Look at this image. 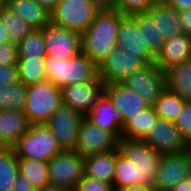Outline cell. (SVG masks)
<instances>
[{
	"label": "cell",
	"instance_id": "obj_13",
	"mask_svg": "<svg viewBox=\"0 0 191 191\" xmlns=\"http://www.w3.org/2000/svg\"><path fill=\"white\" fill-rule=\"evenodd\" d=\"M46 56L68 60L82 51L81 34L49 23L43 28Z\"/></svg>",
	"mask_w": 191,
	"mask_h": 191
},
{
	"label": "cell",
	"instance_id": "obj_3",
	"mask_svg": "<svg viewBox=\"0 0 191 191\" xmlns=\"http://www.w3.org/2000/svg\"><path fill=\"white\" fill-rule=\"evenodd\" d=\"M119 152L135 165L136 185L153 187L161 153L143 139L121 137Z\"/></svg>",
	"mask_w": 191,
	"mask_h": 191
},
{
	"label": "cell",
	"instance_id": "obj_50",
	"mask_svg": "<svg viewBox=\"0 0 191 191\" xmlns=\"http://www.w3.org/2000/svg\"><path fill=\"white\" fill-rule=\"evenodd\" d=\"M153 4H166L168 0H152Z\"/></svg>",
	"mask_w": 191,
	"mask_h": 191
},
{
	"label": "cell",
	"instance_id": "obj_18",
	"mask_svg": "<svg viewBox=\"0 0 191 191\" xmlns=\"http://www.w3.org/2000/svg\"><path fill=\"white\" fill-rule=\"evenodd\" d=\"M117 45L131 54L144 58L148 63H154L156 55L145 44L143 36L138 31L136 20L131 15H125L119 23Z\"/></svg>",
	"mask_w": 191,
	"mask_h": 191
},
{
	"label": "cell",
	"instance_id": "obj_44",
	"mask_svg": "<svg viewBox=\"0 0 191 191\" xmlns=\"http://www.w3.org/2000/svg\"><path fill=\"white\" fill-rule=\"evenodd\" d=\"M171 191H191V180L179 182Z\"/></svg>",
	"mask_w": 191,
	"mask_h": 191
},
{
	"label": "cell",
	"instance_id": "obj_36",
	"mask_svg": "<svg viewBox=\"0 0 191 191\" xmlns=\"http://www.w3.org/2000/svg\"><path fill=\"white\" fill-rule=\"evenodd\" d=\"M74 191H114L112 183L83 176Z\"/></svg>",
	"mask_w": 191,
	"mask_h": 191
},
{
	"label": "cell",
	"instance_id": "obj_42",
	"mask_svg": "<svg viewBox=\"0 0 191 191\" xmlns=\"http://www.w3.org/2000/svg\"><path fill=\"white\" fill-rule=\"evenodd\" d=\"M167 4L177 11L191 9V0H168Z\"/></svg>",
	"mask_w": 191,
	"mask_h": 191
},
{
	"label": "cell",
	"instance_id": "obj_22",
	"mask_svg": "<svg viewBox=\"0 0 191 191\" xmlns=\"http://www.w3.org/2000/svg\"><path fill=\"white\" fill-rule=\"evenodd\" d=\"M6 7L15 12L33 29H43L51 22V13L35 0H6Z\"/></svg>",
	"mask_w": 191,
	"mask_h": 191
},
{
	"label": "cell",
	"instance_id": "obj_23",
	"mask_svg": "<svg viewBox=\"0 0 191 191\" xmlns=\"http://www.w3.org/2000/svg\"><path fill=\"white\" fill-rule=\"evenodd\" d=\"M164 74L166 88L185 100H191V60L169 68Z\"/></svg>",
	"mask_w": 191,
	"mask_h": 191
},
{
	"label": "cell",
	"instance_id": "obj_39",
	"mask_svg": "<svg viewBox=\"0 0 191 191\" xmlns=\"http://www.w3.org/2000/svg\"><path fill=\"white\" fill-rule=\"evenodd\" d=\"M19 82L18 67L15 65H0V87Z\"/></svg>",
	"mask_w": 191,
	"mask_h": 191
},
{
	"label": "cell",
	"instance_id": "obj_20",
	"mask_svg": "<svg viewBox=\"0 0 191 191\" xmlns=\"http://www.w3.org/2000/svg\"><path fill=\"white\" fill-rule=\"evenodd\" d=\"M30 125L24 112L0 110V144L12 148Z\"/></svg>",
	"mask_w": 191,
	"mask_h": 191
},
{
	"label": "cell",
	"instance_id": "obj_10",
	"mask_svg": "<svg viewBox=\"0 0 191 191\" xmlns=\"http://www.w3.org/2000/svg\"><path fill=\"white\" fill-rule=\"evenodd\" d=\"M123 84L153 105L166 89V77L154 63H149L129 75Z\"/></svg>",
	"mask_w": 191,
	"mask_h": 191
},
{
	"label": "cell",
	"instance_id": "obj_17",
	"mask_svg": "<svg viewBox=\"0 0 191 191\" xmlns=\"http://www.w3.org/2000/svg\"><path fill=\"white\" fill-rule=\"evenodd\" d=\"M191 60V37L185 33L165 39L160 51L156 54L154 64L165 72L169 68Z\"/></svg>",
	"mask_w": 191,
	"mask_h": 191
},
{
	"label": "cell",
	"instance_id": "obj_25",
	"mask_svg": "<svg viewBox=\"0 0 191 191\" xmlns=\"http://www.w3.org/2000/svg\"><path fill=\"white\" fill-rule=\"evenodd\" d=\"M18 160L13 148L0 147V191H12L19 176Z\"/></svg>",
	"mask_w": 191,
	"mask_h": 191
},
{
	"label": "cell",
	"instance_id": "obj_4",
	"mask_svg": "<svg viewBox=\"0 0 191 191\" xmlns=\"http://www.w3.org/2000/svg\"><path fill=\"white\" fill-rule=\"evenodd\" d=\"M62 104L61 89L47 80L27 87L23 112L30 124H45Z\"/></svg>",
	"mask_w": 191,
	"mask_h": 191
},
{
	"label": "cell",
	"instance_id": "obj_47",
	"mask_svg": "<svg viewBox=\"0 0 191 191\" xmlns=\"http://www.w3.org/2000/svg\"><path fill=\"white\" fill-rule=\"evenodd\" d=\"M10 42L9 35L6 32L5 25L3 24L2 19L0 18V44Z\"/></svg>",
	"mask_w": 191,
	"mask_h": 191
},
{
	"label": "cell",
	"instance_id": "obj_30",
	"mask_svg": "<svg viewBox=\"0 0 191 191\" xmlns=\"http://www.w3.org/2000/svg\"><path fill=\"white\" fill-rule=\"evenodd\" d=\"M18 59H45L43 29H33L18 45Z\"/></svg>",
	"mask_w": 191,
	"mask_h": 191
},
{
	"label": "cell",
	"instance_id": "obj_34",
	"mask_svg": "<svg viewBox=\"0 0 191 191\" xmlns=\"http://www.w3.org/2000/svg\"><path fill=\"white\" fill-rule=\"evenodd\" d=\"M112 185L114 191L136 185L135 165L125 158L119 149Z\"/></svg>",
	"mask_w": 191,
	"mask_h": 191
},
{
	"label": "cell",
	"instance_id": "obj_27",
	"mask_svg": "<svg viewBox=\"0 0 191 191\" xmlns=\"http://www.w3.org/2000/svg\"><path fill=\"white\" fill-rule=\"evenodd\" d=\"M159 119L152 105L139 112L123 128L121 137L130 139H143L155 122Z\"/></svg>",
	"mask_w": 191,
	"mask_h": 191
},
{
	"label": "cell",
	"instance_id": "obj_19",
	"mask_svg": "<svg viewBox=\"0 0 191 191\" xmlns=\"http://www.w3.org/2000/svg\"><path fill=\"white\" fill-rule=\"evenodd\" d=\"M95 126L115 134L122 135V121L112 101L104 94L85 116Z\"/></svg>",
	"mask_w": 191,
	"mask_h": 191
},
{
	"label": "cell",
	"instance_id": "obj_40",
	"mask_svg": "<svg viewBox=\"0 0 191 191\" xmlns=\"http://www.w3.org/2000/svg\"><path fill=\"white\" fill-rule=\"evenodd\" d=\"M178 16L183 33L191 37V9L178 11Z\"/></svg>",
	"mask_w": 191,
	"mask_h": 191
},
{
	"label": "cell",
	"instance_id": "obj_14",
	"mask_svg": "<svg viewBox=\"0 0 191 191\" xmlns=\"http://www.w3.org/2000/svg\"><path fill=\"white\" fill-rule=\"evenodd\" d=\"M105 86L106 84L99 77L91 82L63 86L61 88L62 101L86 116L105 94Z\"/></svg>",
	"mask_w": 191,
	"mask_h": 191
},
{
	"label": "cell",
	"instance_id": "obj_37",
	"mask_svg": "<svg viewBox=\"0 0 191 191\" xmlns=\"http://www.w3.org/2000/svg\"><path fill=\"white\" fill-rule=\"evenodd\" d=\"M174 124L185 138L191 134V100L184 103L183 110Z\"/></svg>",
	"mask_w": 191,
	"mask_h": 191
},
{
	"label": "cell",
	"instance_id": "obj_12",
	"mask_svg": "<svg viewBox=\"0 0 191 191\" xmlns=\"http://www.w3.org/2000/svg\"><path fill=\"white\" fill-rule=\"evenodd\" d=\"M118 141L115 134L102 130L84 117L79 127L75 151L87 157L117 149Z\"/></svg>",
	"mask_w": 191,
	"mask_h": 191
},
{
	"label": "cell",
	"instance_id": "obj_48",
	"mask_svg": "<svg viewBox=\"0 0 191 191\" xmlns=\"http://www.w3.org/2000/svg\"><path fill=\"white\" fill-rule=\"evenodd\" d=\"M38 191H74V190L59 185H47L46 187Z\"/></svg>",
	"mask_w": 191,
	"mask_h": 191
},
{
	"label": "cell",
	"instance_id": "obj_9",
	"mask_svg": "<svg viewBox=\"0 0 191 191\" xmlns=\"http://www.w3.org/2000/svg\"><path fill=\"white\" fill-rule=\"evenodd\" d=\"M84 117L83 114L63 103L45 123L62 150L75 151L79 127Z\"/></svg>",
	"mask_w": 191,
	"mask_h": 191
},
{
	"label": "cell",
	"instance_id": "obj_43",
	"mask_svg": "<svg viewBox=\"0 0 191 191\" xmlns=\"http://www.w3.org/2000/svg\"><path fill=\"white\" fill-rule=\"evenodd\" d=\"M99 10H115L116 0H92Z\"/></svg>",
	"mask_w": 191,
	"mask_h": 191
},
{
	"label": "cell",
	"instance_id": "obj_49",
	"mask_svg": "<svg viewBox=\"0 0 191 191\" xmlns=\"http://www.w3.org/2000/svg\"><path fill=\"white\" fill-rule=\"evenodd\" d=\"M186 148L189 153H191V134L186 138Z\"/></svg>",
	"mask_w": 191,
	"mask_h": 191
},
{
	"label": "cell",
	"instance_id": "obj_2",
	"mask_svg": "<svg viewBox=\"0 0 191 191\" xmlns=\"http://www.w3.org/2000/svg\"><path fill=\"white\" fill-rule=\"evenodd\" d=\"M46 77L56 87L91 82L98 77V67L82 51L68 60L46 56Z\"/></svg>",
	"mask_w": 191,
	"mask_h": 191
},
{
	"label": "cell",
	"instance_id": "obj_52",
	"mask_svg": "<svg viewBox=\"0 0 191 191\" xmlns=\"http://www.w3.org/2000/svg\"><path fill=\"white\" fill-rule=\"evenodd\" d=\"M187 180H191V166L189 168V172H188V175H187Z\"/></svg>",
	"mask_w": 191,
	"mask_h": 191
},
{
	"label": "cell",
	"instance_id": "obj_24",
	"mask_svg": "<svg viewBox=\"0 0 191 191\" xmlns=\"http://www.w3.org/2000/svg\"><path fill=\"white\" fill-rule=\"evenodd\" d=\"M148 13L157 22L159 32L165 39L183 33L178 11L167 3L153 5Z\"/></svg>",
	"mask_w": 191,
	"mask_h": 191
},
{
	"label": "cell",
	"instance_id": "obj_26",
	"mask_svg": "<svg viewBox=\"0 0 191 191\" xmlns=\"http://www.w3.org/2000/svg\"><path fill=\"white\" fill-rule=\"evenodd\" d=\"M19 174L24 176L37 190L50 185L48 164L45 161L19 158Z\"/></svg>",
	"mask_w": 191,
	"mask_h": 191
},
{
	"label": "cell",
	"instance_id": "obj_16",
	"mask_svg": "<svg viewBox=\"0 0 191 191\" xmlns=\"http://www.w3.org/2000/svg\"><path fill=\"white\" fill-rule=\"evenodd\" d=\"M105 95L112 101L124 128L134 116L146 109L149 104L133 89L123 83L105 86Z\"/></svg>",
	"mask_w": 191,
	"mask_h": 191
},
{
	"label": "cell",
	"instance_id": "obj_38",
	"mask_svg": "<svg viewBox=\"0 0 191 191\" xmlns=\"http://www.w3.org/2000/svg\"><path fill=\"white\" fill-rule=\"evenodd\" d=\"M17 61V44L11 42L0 44V65H15Z\"/></svg>",
	"mask_w": 191,
	"mask_h": 191
},
{
	"label": "cell",
	"instance_id": "obj_45",
	"mask_svg": "<svg viewBox=\"0 0 191 191\" xmlns=\"http://www.w3.org/2000/svg\"><path fill=\"white\" fill-rule=\"evenodd\" d=\"M117 191H157V190L154 187L135 185Z\"/></svg>",
	"mask_w": 191,
	"mask_h": 191
},
{
	"label": "cell",
	"instance_id": "obj_28",
	"mask_svg": "<svg viewBox=\"0 0 191 191\" xmlns=\"http://www.w3.org/2000/svg\"><path fill=\"white\" fill-rule=\"evenodd\" d=\"M131 16L136 20L138 31L143 36L145 44L156 55L165 41L163 34L159 32L157 22L152 19L148 12L137 13Z\"/></svg>",
	"mask_w": 191,
	"mask_h": 191
},
{
	"label": "cell",
	"instance_id": "obj_15",
	"mask_svg": "<svg viewBox=\"0 0 191 191\" xmlns=\"http://www.w3.org/2000/svg\"><path fill=\"white\" fill-rule=\"evenodd\" d=\"M143 140L161 154L184 153L186 138L174 122L158 119Z\"/></svg>",
	"mask_w": 191,
	"mask_h": 191
},
{
	"label": "cell",
	"instance_id": "obj_29",
	"mask_svg": "<svg viewBox=\"0 0 191 191\" xmlns=\"http://www.w3.org/2000/svg\"><path fill=\"white\" fill-rule=\"evenodd\" d=\"M187 100L181 98L166 88L160 95V98L152 105L160 119L175 122L183 110L184 103Z\"/></svg>",
	"mask_w": 191,
	"mask_h": 191
},
{
	"label": "cell",
	"instance_id": "obj_33",
	"mask_svg": "<svg viewBox=\"0 0 191 191\" xmlns=\"http://www.w3.org/2000/svg\"><path fill=\"white\" fill-rule=\"evenodd\" d=\"M0 18L5 25L11 43L18 45L33 30L27 22L7 7L0 13Z\"/></svg>",
	"mask_w": 191,
	"mask_h": 191
},
{
	"label": "cell",
	"instance_id": "obj_35",
	"mask_svg": "<svg viewBox=\"0 0 191 191\" xmlns=\"http://www.w3.org/2000/svg\"><path fill=\"white\" fill-rule=\"evenodd\" d=\"M152 0H116L115 10L123 15L148 12L153 6Z\"/></svg>",
	"mask_w": 191,
	"mask_h": 191
},
{
	"label": "cell",
	"instance_id": "obj_41",
	"mask_svg": "<svg viewBox=\"0 0 191 191\" xmlns=\"http://www.w3.org/2000/svg\"><path fill=\"white\" fill-rule=\"evenodd\" d=\"M12 191H38L24 176L17 177L16 182L12 188Z\"/></svg>",
	"mask_w": 191,
	"mask_h": 191
},
{
	"label": "cell",
	"instance_id": "obj_46",
	"mask_svg": "<svg viewBox=\"0 0 191 191\" xmlns=\"http://www.w3.org/2000/svg\"><path fill=\"white\" fill-rule=\"evenodd\" d=\"M48 11H52L60 0H35Z\"/></svg>",
	"mask_w": 191,
	"mask_h": 191
},
{
	"label": "cell",
	"instance_id": "obj_8",
	"mask_svg": "<svg viewBox=\"0 0 191 191\" xmlns=\"http://www.w3.org/2000/svg\"><path fill=\"white\" fill-rule=\"evenodd\" d=\"M50 185L75 189L84 176V157L76 151L62 150L47 161Z\"/></svg>",
	"mask_w": 191,
	"mask_h": 191
},
{
	"label": "cell",
	"instance_id": "obj_6",
	"mask_svg": "<svg viewBox=\"0 0 191 191\" xmlns=\"http://www.w3.org/2000/svg\"><path fill=\"white\" fill-rule=\"evenodd\" d=\"M99 11L92 0H60L50 12L51 23L82 35Z\"/></svg>",
	"mask_w": 191,
	"mask_h": 191
},
{
	"label": "cell",
	"instance_id": "obj_31",
	"mask_svg": "<svg viewBox=\"0 0 191 191\" xmlns=\"http://www.w3.org/2000/svg\"><path fill=\"white\" fill-rule=\"evenodd\" d=\"M19 82L27 87L47 81L44 59H18Z\"/></svg>",
	"mask_w": 191,
	"mask_h": 191
},
{
	"label": "cell",
	"instance_id": "obj_21",
	"mask_svg": "<svg viewBox=\"0 0 191 191\" xmlns=\"http://www.w3.org/2000/svg\"><path fill=\"white\" fill-rule=\"evenodd\" d=\"M118 148L104 153L84 157V175L107 183H112Z\"/></svg>",
	"mask_w": 191,
	"mask_h": 191
},
{
	"label": "cell",
	"instance_id": "obj_51",
	"mask_svg": "<svg viewBox=\"0 0 191 191\" xmlns=\"http://www.w3.org/2000/svg\"><path fill=\"white\" fill-rule=\"evenodd\" d=\"M6 7V0H0V13L4 10Z\"/></svg>",
	"mask_w": 191,
	"mask_h": 191
},
{
	"label": "cell",
	"instance_id": "obj_32",
	"mask_svg": "<svg viewBox=\"0 0 191 191\" xmlns=\"http://www.w3.org/2000/svg\"><path fill=\"white\" fill-rule=\"evenodd\" d=\"M27 86L22 82L0 87V110L23 112L26 103Z\"/></svg>",
	"mask_w": 191,
	"mask_h": 191
},
{
	"label": "cell",
	"instance_id": "obj_7",
	"mask_svg": "<svg viewBox=\"0 0 191 191\" xmlns=\"http://www.w3.org/2000/svg\"><path fill=\"white\" fill-rule=\"evenodd\" d=\"M149 64L137 54L128 53L122 47L116 48L100 61L98 77L106 84L123 83L134 71Z\"/></svg>",
	"mask_w": 191,
	"mask_h": 191
},
{
	"label": "cell",
	"instance_id": "obj_5",
	"mask_svg": "<svg viewBox=\"0 0 191 191\" xmlns=\"http://www.w3.org/2000/svg\"><path fill=\"white\" fill-rule=\"evenodd\" d=\"M18 158L49 161L62 151L52 131L46 124H31L12 147Z\"/></svg>",
	"mask_w": 191,
	"mask_h": 191
},
{
	"label": "cell",
	"instance_id": "obj_11",
	"mask_svg": "<svg viewBox=\"0 0 191 191\" xmlns=\"http://www.w3.org/2000/svg\"><path fill=\"white\" fill-rule=\"evenodd\" d=\"M191 166V154H162L155 176L154 188L157 191H171L179 182L187 178Z\"/></svg>",
	"mask_w": 191,
	"mask_h": 191
},
{
	"label": "cell",
	"instance_id": "obj_1",
	"mask_svg": "<svg viewBox=\"0 0 191 191\" xmlns=\"http://www.w3.org/2000/svg\"><path fill=\"white\" fill-rule=\"evenodd\" d=\"M124 16L117 10H100L81 35L82 52L97 65L116 48L119 23Z\"/></svg>",
	"mask_w": 191,
	"mask_h": 191
}]
</instances>
